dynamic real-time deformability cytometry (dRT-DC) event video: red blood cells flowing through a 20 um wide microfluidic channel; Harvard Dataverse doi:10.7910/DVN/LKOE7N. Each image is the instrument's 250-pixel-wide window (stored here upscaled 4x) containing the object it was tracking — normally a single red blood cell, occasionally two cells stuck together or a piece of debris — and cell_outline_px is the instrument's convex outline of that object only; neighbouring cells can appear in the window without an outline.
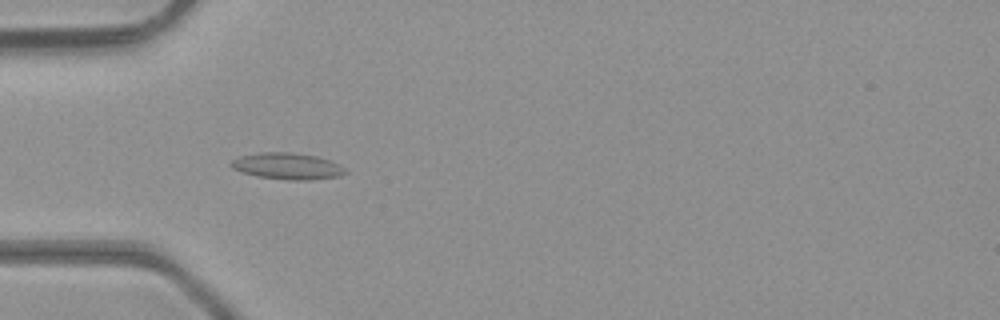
{"species": "common noctule bat (a hibernating species)", "species_latin": "Nyctalus noctula", "temperature_condition": "room temperature", "stored_images_in_passage": 6, "camera_frame_rate_fps": 3000, "um_per_image_px": 0.085, "animal": {"sex": "male", "body_mass_g": 23.1, "forearm_length_mm": 52.7}, "frame": {"image": 1, "passage_image": 4, "time_ms": 1.0, "image_size_px": [1000, 320], "cell_outline_px": [[348, 172], [340, 176], [308, 180], [288, 180], [256, 176], [232, 168], [228, 164], [232, 160], [240, 156], [260, 152], [292, 152], [316, 156], [328, 160], [344, 168]], "centroid_in_image_um": [24.39, 14.12], "position_along_channel_um": 60.6, "area_um2": 17.51}}
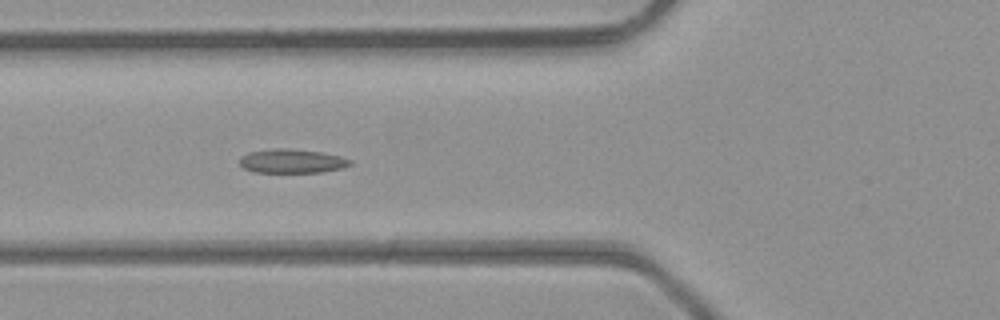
{"frame": {"image": 2, "passage_image": 5, "time_ms": 1.333, "image_size_px": [1000, 320], "cell_outline_px": [[352, 164], [340, 168], [324, 172], [252, 172], [244, 168], [240, 164], [240, 156], [248, 152], [280, 148], [284, 148], [324, 152], [340, 156], [352, 160]], "centroid_in_image_um": [24.82, 13.69], "position_along_channel_um": 101.0, "area_um2": 15.43}}
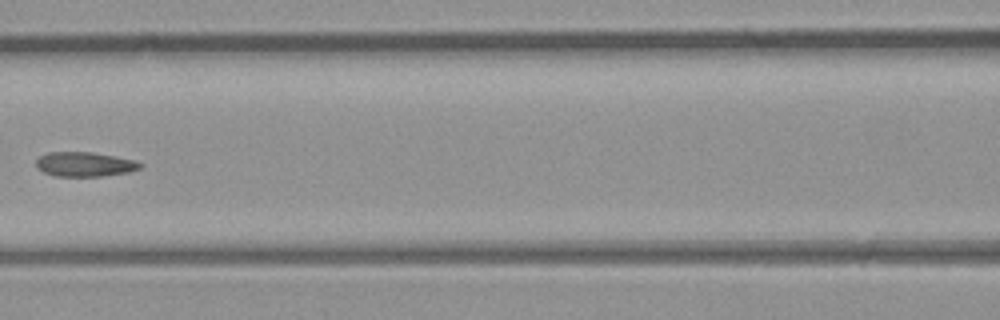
{"frame": {"image": 3, "passage_image": 6, "time_ms": 1.667, "image_size_px": [1000, 320], "cell_outline_px": [[144, 164], [140, 168], [128, 172], [100, 176], [56, 176], [44, 172], [36, 168], [36, 160], [40, 156], [48, 152], [92, 152], [136, 160]], "centroid_in_image_um": [7.2, 13.96], "position_along_channel_um": 159.4, "area_um2": 14.85}}